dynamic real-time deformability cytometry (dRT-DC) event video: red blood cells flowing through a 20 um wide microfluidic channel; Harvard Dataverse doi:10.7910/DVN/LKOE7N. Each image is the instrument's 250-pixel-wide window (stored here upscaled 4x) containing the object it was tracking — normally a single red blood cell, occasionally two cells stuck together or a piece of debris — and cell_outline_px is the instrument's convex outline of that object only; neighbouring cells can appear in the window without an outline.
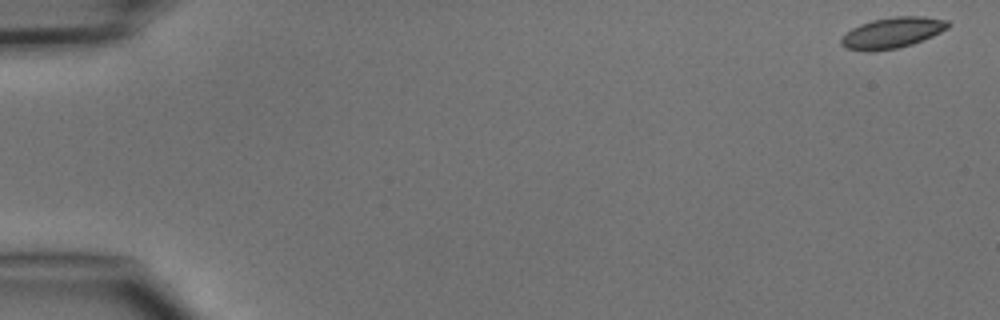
{"species": "common noctule bat (a hibernating species)", "species_latin": "Nyctalus noctula", "temperature_condition": "cold", "stored_images_in_passage": 5, "camera_frame_rate_fps": 3000, "um_per_image_px": 0.085, "animal": {"sex": "male", "body_mass_g": 15.6}, "frame": {"image": 1, "passage_image": 1, "time_ms": 0.0, "image_size_px": [1000, 320], "cell_outline_px": [[952, 24], [948, 28], [924, 40], [912, 44], [896, 48], [872, 52], [868, 52], [848, 48], [840, 44], [840, 40], [844, 32], [860, 24], [872, 20], [896, 16], [924, 16], [948, 20]], "centroid_in_image_um": [75.84, 2.78], "position_along_channel_um": 9.2, "area_um2": 19.36}}
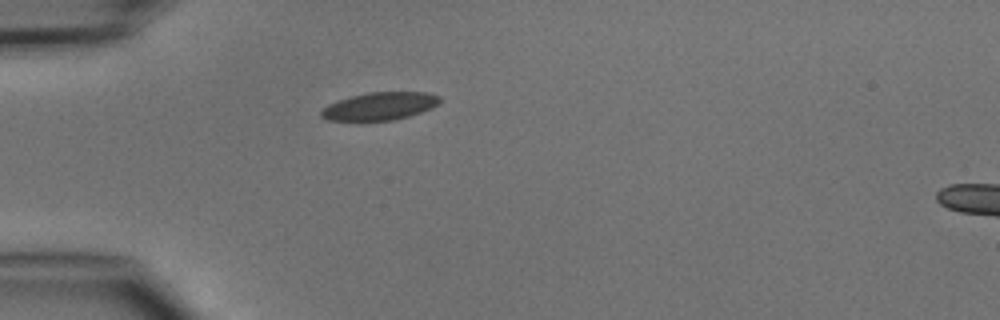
{"frame": {"image": 2, "passage_image": 5, "time_ms": 4.333, "image_size_px": [1000, 320], "cell_outline_px": [[440, 100], [432, 108], [408, 116], [392, 120], [328, 120], [320, 116], [320, 112], [328, 104], [352, 96], [368, 92], [428, 92], [440, 96]], "centroid_in_image_um": [32.29, 9.01], "position_along_channel_um": 52.7, "area_um2": 18.9}}